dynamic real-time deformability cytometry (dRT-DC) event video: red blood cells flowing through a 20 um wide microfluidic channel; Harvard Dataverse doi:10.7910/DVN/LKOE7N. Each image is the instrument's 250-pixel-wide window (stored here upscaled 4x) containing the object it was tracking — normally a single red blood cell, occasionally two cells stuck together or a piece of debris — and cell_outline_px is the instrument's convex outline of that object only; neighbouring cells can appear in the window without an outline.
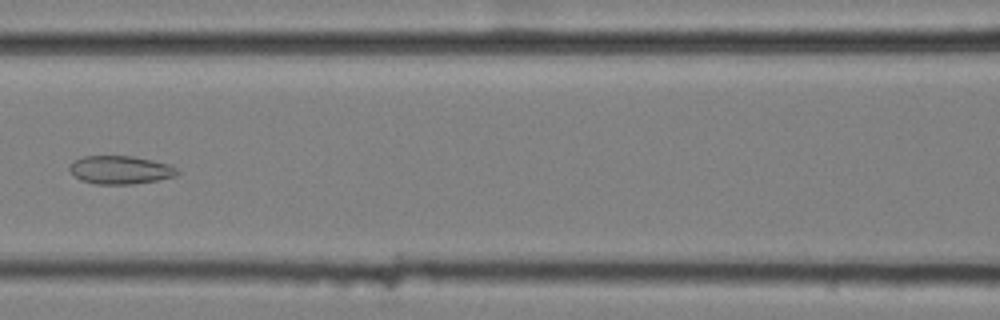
{"species": "common noctule bat (a hibernating species)", "species_latin": "Nyctalus noctula", "temperature_condition": "cold", "stored_images_in_passage": 11, "camera_frame_rate_fps": 3000, "um_per_image_px": 0.085, "animal": {"sex": "female", "body_mass_g": 25.1}, "frame": {"image": 1, "passage_image": 8, "time_ms": 2.333, "image_size_px": [1000, 320], "cell_outline_px": [[180, 172], [176, 176], [156, 180], [132, 184], [96, 184], [80, 180], [68, 168], [76, 160], [84, 156], [132, 156], [152, 160], [168, 164], [176, 168]], "centroid_in_image_um": [10.25, 14.44], "position_along_channel_um": 156.4, "area_um2": 17.51}}
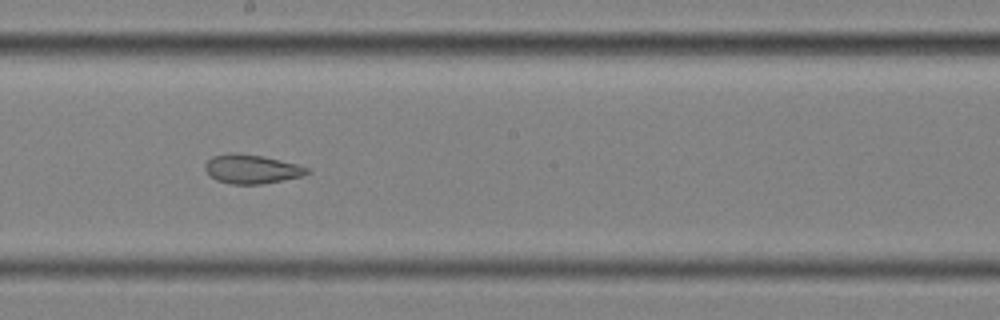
{"frame": {"image": 2, "passage_image": 10, "time_ms": 3.0, "image_size_px": [1000, 320], "cell_outline_px": [[312, 172], [300, 176], [284, 180], [264, 184], [232, 184], [216, 180], [204, 168], [204, 164], [212, 156], [228, 152], [236, 152], [264, 156], [296, 164], [308, 168]], "centroid_in_image_um": [21.38, 14.36], "position_along_channel_um": 226.8, "area_um2": 17.34}}
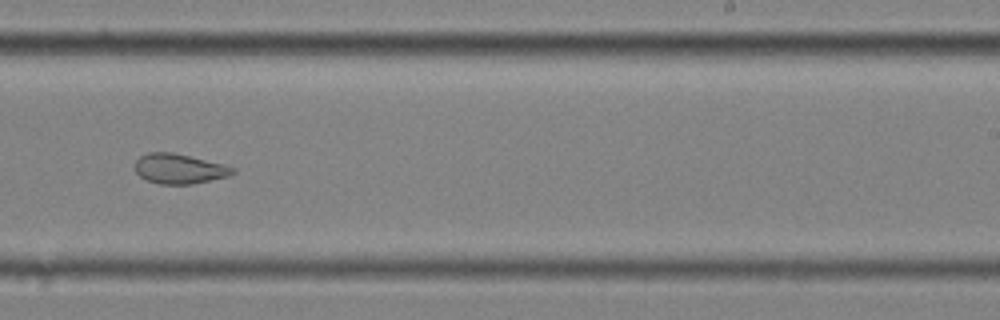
{"frame": {"image": 3, "passage_image": 11, "time_ms": 3.333, "image_size_px": [1000, 320], "cell_outline_px": [[236, 172], [228, 176], [192, 184], [160, 184], [148, 180], [140, 176], [136, 172], [136, 160], [140, 156], [148, 152], [172, 152], [236, 168]], "centroid_in_image_um": [15.22, 14.35], "position_along_channel_um": 273.8, "area_um2": 16.7}}